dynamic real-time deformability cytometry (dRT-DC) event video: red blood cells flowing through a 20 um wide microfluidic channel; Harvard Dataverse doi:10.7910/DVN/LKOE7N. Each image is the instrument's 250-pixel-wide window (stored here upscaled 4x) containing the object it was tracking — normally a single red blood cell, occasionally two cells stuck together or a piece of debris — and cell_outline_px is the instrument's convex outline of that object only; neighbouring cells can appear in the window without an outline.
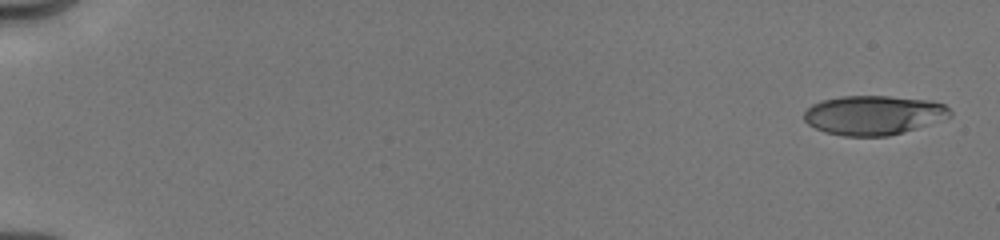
{"species": "human", "species_latin": "Homo sapiens", "temperature_condition": "cold", "stored_images_in_passage": 9, "camera_frame_rate_fps": 3000, "um_per_image_px": 0.085, "donor": {"sex": "male"}, "frame": {"image": 1, "passage_image": 1, "time_ms": 0.0, "image_size_px": [1000, 240], "cell_outline_px": [[952, 116], [904, 132], [888, 136], [844, 136], [824, 132], [808, 124], [804, 120], [804, 112], [812, 104], [820, 100], [844, 96], [888, 96], [932, 100], [944, 104], [952, 112]], "centroid_in_image_um": [74.25, 9.78], "position_along_channel_um": 10.8, "area_um2": 33.52}}
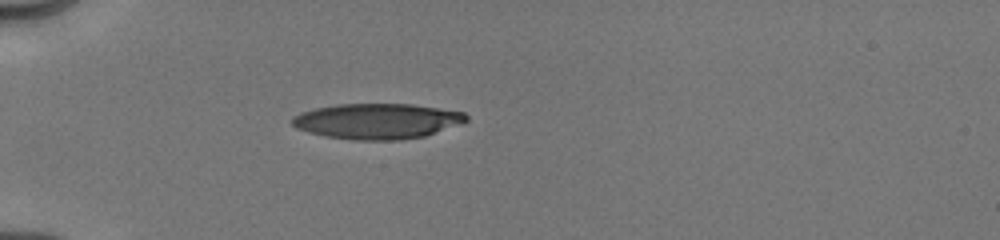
{"frame": {"image": 2, "passage_image": 7, "time_ms": 5.0, "image_size_px": [1000, 240], "cell_outline_px": [[468, 120], [464, 124], [424, 136], [400, 140], [356, 140], [328, 136], [308, 132], [296, 128], [292, 124], [292, 116], [300, 112], [316, 108], [336, 104], [412, 104], [464, 112], [468, 116]], "centroid_in_image_um": [32.09, 10.29], "position_along_channel_um": 52.9, "area_um2": 36.13}}
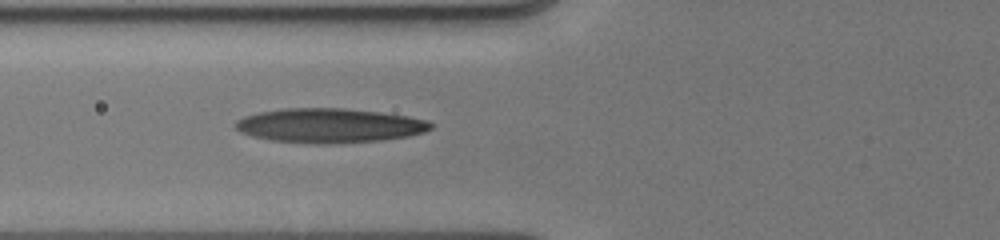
{"frame": {"image": 3, "passage_image": 9, "time_ms": 6.667, "image_size_px": [1000, 240], "cell_outline_px": [[432, 128], [424, 132], [408, 136], [380, 140], [324, 144], [316, 144], [272, 140], [252, 136], [240, 132], [236, 128], [236, 120], [244, 116], [260, 112], [284, 108], [344, 108], [380, 112], [408, 116], [428, 120], [432, 124]], "centroid_in_image_um": [28.0, 10.66], "position_along_channel_um": 97.8, "area_um2": 39.02}}